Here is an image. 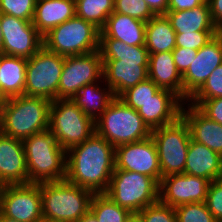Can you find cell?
<instances>
[{
  "mask_svg": "<svg viewBox=\"0 0 222 222\" xmlns=\"http://www.w3.org/2000/svg\"><path fill=\"white\" fill-rule=\"evenodd\" d=\"M115 170V147L96 132L66 151L65 180L91 191L106 193Z\"/></svg>",
  "mask_w": 222,
  "mask_h": 222,
  "instance_id": "obj_1",
  "label": "cell"
},
{
  "mask_svg": "<svg viewBox=\"0 0 222 222\" xmlns=\"http://www.w3.org/2000/svg\"><path fill=\"white\" fill-rule=\"evenodd\" d=\"M99 51L104 82L115 97L148 78L149 52L145 46H130L123 41L100 37Z\"/></svg>",
  "mask_w": 222,
  "mask_h": 222,
  "instance_id": "obj_2",
  "label": "cell"
},
{
  "mask_svg": "<svg viewBox=\"0 0 222 222\" xmlns=\"http://www.w3.org/2000/svg\"><path fill=\"white\" fill-rule=\"evenodd\" d=\"M51 101L20 95L0 101V132L23 140L49 128Z\"/></svg>",
  "mask_w": 222,
  "mask_h": 222,
  "instance_id": "obj_3",
  "label": "cell"
},
{
  "mask_svg": "<svg viewBox=\"0 0 222 222\" xmlns=\"http://www.w3.org/2000/svg\"><path fill=\"white\" fill-rule=\"evenodd\" d=\"M29 183L65 180L66 151L49 129L22 140Z\"/></svg>",
  "mask_w": 222,
  "mask_h": 222,
  "instance_id": "obj_4",
  "label": "cell"
},
{
  "mask_svg": "<svg viewBox=\"0 0 222 222\" xmlns=\"http://www.w3.org/2000/svg\"><path fill=\"white\" fill-rule=\"evenodd\" d=\"M45 220L77 222L89 209L93 193L66 180L40 183Z\"/></svg>",
  "mask_w": 222,
  "mask_h": 222,
  "instance_id": "obj_5",
  "label": "cell"
},
{
  "mask_svg": "<svg viewBox=\"0 0 222 222\" xmlns=\"http://www.w3.org/2000/svg\"><path fill=\"white\" fill-rule=\"evenodd\" d=\"M96 133L112 146L148 138L152 130L139 113L116 97L95 122Z\"/></svg>",
  "mask_w": 222,
  "mask_h": 222,
  "instance_id": "obj_6",
  "label": "cell"
},
{
  "mask_svg": "<svg viewBox=\"0 0 222 222\" xmlns=\"http://www.w3.org/2000/svg\"><path fill=\"white\" fill-rule=\"evenodd\" d=\"M48 129L65 151L83 143L96 132L95 121L71 99L51 102Z\"/></svg>",
  "mask_w": 222,
  "mask_h": 222,
  "instance_id": "obj_7",
  "label": "cell"
},
{
  "mask_svg": "<svg viewBox=\"0 0 222 222\" xmlns=\"http://www.w3.org/2000/svg\"><path fill=\"white\" fill-rule=\"evenodd\" d=\"M100 30L76 15L43 36V46L61 56H76L99 50Z\"/></svg>",
  "mask_w": 222,
  "mask_h": 222,
  "instance_id": "obj_8",
  "label": "cell"
},
{
  "mask_svg": "<svg viewBox=\"0 0 222 222\" xmlns=\"http://www.w3.org/2000/svg\"><path fill=\"white\" fill-rule=\"evenodd\" d=\"M105 194L120 207L138 213L159 201V184L141 173L114 170Z\"/></svg>",
  "mask_w": 222,
  "mask_h": 222,
  "instance_id": "obj_9",
  "label": "cell"
},
{
  "mask_svg": "<svg viewBox=\"0 0 222 222\" xmlns=\"http://www.w3.org/2000/svg\"><path fill=\"white\" fill-rule=\"evenodd\" d=\"M162 177L184 173L190 143L188 124L180 116L174 123L152 130Z\"/></svg>",
  "mask_w": 222,
  "mask_h": 222,
  "instance_id": "obj_10",
  "label": "cell"
},
{
  "mask_svg": "<svg viewBox=\"0 0 222 222\" xmlns=\"http://www.w3.org/2000/svg\"><path fill=\"white\" fill-rule=\"evenodd\" d=\"M65 57L41 47L26 64L25 95L58 99V86Z\"/></svg>",
  "mask_w": 222,
  "mask_h": 222,
  "instance_id": "obj_11",
  "label": "cell"
},
{
  "mask_svg": "<svg viewBox=\"0 0 222 222\" xmlns=\"http://www.w3.org/2000/svg\"><path fill=\"white\" fill-rule=\"evenodd\" d=\"M103 79V61L99 50L65 57L58 86V99H71L84 85Z\"/></svg>",
  "mask_w": 222,
  "mask_h": 222,
  "instance_id": "obj_12",
  "label": "cell"
},
{
  "mask_svg": "<svg viewBox=\"0 0 222 222\" xmlns=\"http://www.w3.org/2000/svg\"><path fill=\"white\" fill-rule=\"evenodd\" d=\"M0 213L19 222H39L43 219L40 183L3 185Z\"/></svg>",
  "mask_w": 222,
  "mask_h": 222,
  "instance_id": "obj_13",
  "label": "cell"
},
{
  "mask_svg": "<svg viewBox=\"0 0 222 222\" xmlns=\"http://www.w3.org/2000/svg\"><path fill=\"white\" fill-rule=\"evenodd\" d=\"M115 170L141 173L158 184L162 179L156 145L151 136L115 147Z\"/></svg>",
  "mask_w": 222,
  "mask_h": 222,
  "instance_id": "obj_14",
  "label": "cell"
},
{
  "mask_svg": "<svg viewBox=\"0 0 222 222\" xmlns=\"http://www.w3.org/2000/svg\"><path fill=\"white\" fill-rule=\"evenodd\" d=\"M0 24L3 35L2 54L28 59L43 47V36L32 21L1 14Z\"/></svg>",
  "mask_w": 222,
  "mask_h": 222,
  "instance_id": "obj_15",
  "label": "cell"
},
{
  "mask_svg": "<svg viewBox=\"0 0 222 222\" xmlns=\"http://www.w3.org/2000/svg\"><path fill=\"white\" fill-rule=\"evenodd\" d=\"M210 181L185 173L162 177L159 201L173 208L189 203L205 202Z\"/></svg>",
  "mask_w": 222,
  "mask_h": 222,
  "instance_id": "obj_16",
  "label": "cell"
},
{
  "mask_svg": "<svg viewBox=\"0 0 222 222\" xmlns=\"http://www.w3.org/2000/svg\"><path fill=\"white\" fill-rule=\"evenodd\" d=\"M222 64V32L216 34L200 48L188 70L182 75L183 102L188 100L202 87L207 78Z\"/></svg>",
  "mask_w": 222,
  "mask_h": 222,
  "instance_id": "obj_17",
  "label": "cell"
},
{
  "mask_svg": "<svg viewBox=\"0 0 222 222\" xmlns=\"http://www.w3.org/2000/svg\"><path fill=\"white\" fill-rule=\"evenodd\" d=\"M0 183L28 184L29 176L23 142L0 132Z\"/></svg>",
  "mask_w": 222,
  "mask_h": 222,
  "instance_id": "obj_18",
  "label": "cell"
},
{
  "mask_svg": "<svg viewBox=\"0 0 222 222\" xmlns=\"http://www.w3.org/2000/svg\"><path fill=\"white\" fill-rule=\"evenodd\" d=\"M183 101L172 91L160 89L137 110L147 126L153 130L174 123L181 116Z\"/></svg>",
  "mask_w": 222,
  "mask_h": 222,
  "instance_id": "obj_19",
  "label": "cell"
},
{
  "mask_svg": "<svg viewBox=\"0 0 222 222\" xmlns=\"http://www.w3.org/2000/svg\"><path fill=\"white\" fill-rule=\"evenodd\" d=\"M188 104L187 108L185 107ZM185 105V106H184ZM181 117L188 124L191 139L222 156V125L205 116L196 106L183 103Z\"/></svg>",
  "mask_w": 222,
  "mask_h": 222,
  "instance_id": "obj_20",
  "label": "cell"
},
{
  "mask_svg": "<svg viewBox=\"0 0 222 222\" xmlns=\"http://www.w3.org/2000/svg\"><path fill=\"white\" fill-rule=\"evenodd\" d=\"M184 173L210 182L222 177V156L204 144L190 139Z\"/></svg>",
  "mask_w": 222,
  "mask_h": 222,
  "instance_id": "obj_21",
  "label": "cell"
},
{
  "mask_svg": "<svg viewBox=\"0 0 222 222\" xmlns=\"http://www.w3.org/2000/svg\"><path fill=\"white\" fill-rule=\"evenodd\" d=\"M100 37H109L130 46H145L146 22L113 12L100 30Z\"/></svg>",
  "mask_w": 222,
  "mask_h": 222,
  "instance_id": "obj_22",
  "label": "cell"
},
{
  "mask_svg": "<svg viewBox=\"0 0 222 222\" xmlns=\"http://www.w3.org/2000/svg\"><path fill=\"white\" fill-rule=\"evenodd\" d=\"M148 78L183 101L182 75L176 68L172 51L149 54Z\"/></svg>",
  "mask_w": 222,
  "mask_h": 222,
  "instance_id": "obj_23",
  "label": "cell"
},
{
  "mask_svg": "<svg viewBox=\"0 0 222 222\" xmlns=\"http://www.w3.org/2000/svg\"><path fill=\"white\" fill-rule=\"evenodd\" d=\"M75 15V0H36L32 24L44 36Z\"/></svg>",
  "mask_w": 222,
  "mask_h": 222,
  "instance_id": "obj_24",
  "label": "cell"
},
{
  "mask_svg": "<svg viewBox=\"0 0 222 222\" xmlns=\"http://www.w3.org/2000/svg\"><path fill=\"white\" fill-rule=\"evenodd\" d=\"M165 16L176 34L219 32L213 24L207 1L191 10L167 11Z\"/></svg>",
  "mask_w": 222,
  "mask_h": 222,
  "instance_id": "obj_25",
  "label": "cell"
},
{
  "mask_svg": "<svg viewBox=\"0 0 222 222\" xmlns=\"http://www.w3.org/2000/svg\"><path fill=\"white\" fill-rule=\"evenodd\" d=\"M27 59L3 55L0 63V101L25 94Z\"/></svg>",
  "mask_w": 222,
  "mask_h": 222,
  "instance_id": "obj_26",
  "label": "cell"
},
{
  "mask_svg": "<svg viewBox=\"0 0 222 222\" xmlns=\"http://www.w3.org/2000/svg\"><path fill=\"white\" fill-rule=\"evenodd\" d=\"M102 80L103 81H98V83L95 82L84 85L71 98V101L95 122L106 110L109 104L116 98L112 89L104 83V79ZM100 82L104 83L103 87Z\"/></svg>",
  "mask_w": 222,
  "mask_h": 222,
  "instance_id": "obj_27",
  "label": "cell"
},
{
  "mask_svg": "<svg viewBox=\"0 0 222 222\" xmlns=\"http://www.w3.org/2000/svg\"><path fill=\"white\" fill-rule=\"evenodd\" d=\"M145 47L149 54L173 51L176 32L165 15H155L146 22Z\"/></svg>",
  "mask_w": 222,
  "mask_h": 222,
  "instance_id": "obj_28",
  "label": "cell"
},
{
  "mask_svg": "<svg viewBox=\"0 0 222 222\" xmlns=\"http://www.w3.org/2000/svg\"><path fill=\"white\" fill-rule=\"evenodd\" d=\"M75 7L77 17L101 30L114 12V0H75Z\"/></svg>",
  "mask_w": 222,
  "mask_h": 222,
  "instance_id": "obj_29",
  "label": "cell"
},
{
  "mask_svg": "<svg viewBox=\"0 0 222 222\" xmlns=\"http://www.w3.org/2000/svg\"><path fill=\"white\" fill-rule=\"evenodd\" d=\"M89 210L96 216L97 222H125L132 214L105 193L93 194Z\"/></svg>",
  "mask_w": 222,
  "mask_h": 222,
  "instance_id": "obj_30",
  "label": "cell"
},
{
  "mask_svg": "<svg viewBox=\"0 0 222 222\" xmlns=\"http://www.w3.org/2000/svg\"><path fill=\"white\" fill-rule=\"evenodd\" d=\"M160 88L149 78L124 91L118 98L136 111L150 100Z\"/></svg>",
  "mask_w": 222,
  "mask_h": 222,
  "instance_id": "obj_31",
  "label": "cell"
},
{
  "mask_svg": "<svg viewBox=\"0 0 222 222\" xmlns=\"http://www.w3.org/2000/svg\"><path fill=\"white\" fill-rule=\"evenodd\" d=\"M174 209L177 222H218L205 202L183 204Z\"/></svg>",
  "mask_w": 222,
  "mask_h": 222,
  "instance_id": "obj_32",
  "label": "cell"
},
{
  "mask_svg": "<svg viewBox=\"0 0 222 222\" xmlns=\"http://www.w3.org/2000/svg\"><path fill=\"white\" fill-rule=\"evenodd\" d=\"M114 12L125 14L144 22L155 16L145 0H114Z\"/></svg>",
  "mask_w": 222,
  "mask_h": 222,
  "instance_id": "obj_33",
  "label": "cell"
},
{
  "mask_svg": "<svg viewBox=\"0 0 222 222\" xmlns=\"http://www.w3.org/2000/svg\"><path fill=\"white\" fill-rule=\"evenodd\" d=\"M36 0H0V13L32 21Z\"/></svg>",
  "mask_w": 222,
  "mask_h": 222,
  "instance_id": "obj_34",
  "label": "cell"
},
{
  "mask_svg": "<svg viewBox=\"0 0 222 222\" xmlns=\"http://www.w3.org/2000/svg\"><path fill=\"white\" fill-rule=\"evenodd\" d=\"M222 98V64L215 68L202 87L189 100Z\"/></svg>",
  "mask_w": 222,
  "mask_h": 222,
  "instance_id": "obj_35",
  "label": "cell"
},
{
  "mask_svg": "<svg viewBox=\"0 0 222 222\" xmlns=\"http://www.w3.org/2000/svg\"><path fill=\"white\" fill-rule=\"evenodd\" d=\"M144 222H177L175 209L160 201L138 212Z\"/></svg>",
  "mask_w": 222,
  "mask_h": 222,
  "instance_id": "obj_36",
  "label": "cell"
},
{
  "mask_svg": "<svg viewBox=\"0 0 222 222\" xmlns=\"http://www.w3.org/2000/svg\"><path fill=\"white\" fill-rule=\"evenodd\" d=\"M205 204L218 222H222V177L209 185Z\"/></svg>",
  "mask_w": 222,
  "mask_h": 222,
  "instance_id": "obj_37",
  "label": "cell"
},
{
  "mask_svg": "<svg viewBox=\"0 0 222 222\" xmlns=\"http://www.w3.org/2000/svg\"><path fill=\"white\" fill-rule=\"evenodd\" d=\"M219 32H193L176 34V47L199 50Z\"/></svg>",
  "mask_w": 222,
  "mask_h": 222,
  "instance_id": "obj_38",
  "label": "cell"
},
{
  "mask_svg": "<svg viewBox=\"0 0 222 222\" xmlns=\"http://www.w3.org/2000/svg\"><path fill=\"white\" fill-rule=\"evenodd\" d=\"M196 106L205 116L222 125V98L208 100H188Z\"/></svg>",
  "mask_w": 222,
  "mask_h": 222,
  "instance_id": "obj_39",
  "label": "cell"
},
{
  "mask_svg": "<svg viewBox=\"0 0 222 222\" xmlns=\"http://www.w3.org/2000/svg\"><path fill=\"white\" fill-rule=\"evenodd\" d=\"M197 52L198 50L189 48H174V50L172 51L174 63L181 75H183L188 70V68L192 64L193 59L196 58Z\"/></svg>",
  "mask_w": 222,
  "mask_h": 222,
  "instance_id": "obj_40",
  "label": "cell"
},
{
  "mask_svg": "<svg viewBox=\"0 0 222 222\" xmlns=\"http://www.w3.org/2000/svg\"><path fill=\"white\" fill-rule=\"evenodd\" d=\"M213 24L222 32V0H207Z\"/></svg>",
  "mask_w": 222,
  "mask_h": 222,
  "instance_id": "obj_41",
  "label": "cell"
},
{
  "mask_svg": "<svg viewBox=\"0 0 222 222\" xmlns=\"http://www.w3.org/2000/svg\"><path fill=\"white\" fill-rule=\"evenodd\" d=\"M207 0H169L168 11L191 10Z\"/></svg>",
  "mask_w": 222,
  "mask_h": 222,
  "instance_id": "obj_42",
  "label": "cell"
},
{
  "mask_svg": "<svg viewBox=\"0 0 222 222\" xmlns=\"http://www.w3.org/2000/svg\"><path fill=\"white\" fill-rule=\"evenodd\" d=\"M155 15H165L168 11L169 0H145Z\"/></svg>",
  "mask_w": 222,
  "mask_h": 222,
  "instance_id": "obj_43",
  "label": "cell"
},
{
  "mask_svg": "<svg viewBox=\"0 0 222 222\" xmlns=\"http://www.w3.org/2000/svg\"><path fill=\"white\" fill-rule=\"evenodd\" d=\"M77 222H97L96 216L88 210Z\"/></svg>",
  "mask_w": 222,
  "mask_h": 222,
  "instance_id": "obj_44",
  "label": "cell"
},
{
  "mask_svg": "<svg viewBox=\"0 0 222 222\" xmlns=\"http://www.w3.org/2000/svg\"><path fill=\"white\" fill-rule=\"evenodd\" d=\"M125 222H144L138 213H132Z\"/></svg>",
  "mask_w": 222,
  "mask_h": 222,
  "instance_id": "obj_45",
  "label": "cell"
},
{
  "mask_svg": "<svg viewBox=\"0 0 222 222\" xmlns=\"http://www.w3.org/2000/svg\"><path fill=\"white\" fill-rule=\"evenodd\" d=\"M0 222H19V221L5 217L0 213Z\"/></svg>",
  "mask_w": 222,
  "mask_h": 222,
  "instance_id": "obj_46",
  "label": "cell"
},
{
  "mask_svg": "<svg viewBox=\"0 0 222 222\" xmlns=\"http://www.w3.org/2000/svg\"><path fill=\"white\" fill-rule=\"evenodd\" d=\"M0 21H1V13H0ZM2 47H3V35H2V29L0 24V53H2Z\"/></svg>",
  "mask_w": 222,
  "mask_h": 222,
  "instance_id": "obj_47",
  "label": "cell"
},
{
  "mask_svg": "<svg viewBox=\"0 0 222 222\" xmlns=\"http://www.w3.org/2000/svg\"><path fill=\"white\" fill-rule=\"evenodd\" d=\"M39 222H59V221H51V220L41 219Z\"/></svg>",
  "mask_w": 222,
  "mask_h": 222,
  "instance_id": "obj_48",
  "label": "cell"
},
{
  "mask_svg": "<svg viewBox=\"0 0 222 222\" xmlns=\"http://www.w3.org/2000/svg\"><path fill=\"white\" fill-rule=\"evenodd\" d=\"M3 55H4V54L0 53V63H1V58H2ZM0 72H1V71H0Z\"/></svg>",
  "mask_w": 222,
  "mask_h": 222,
  "instance_id": "obj_49",
  "label": "cell"
},
{
  "mask_svg": "<svg viewBox=\"0 0 222 222\" xmlns=\"http://www.w3.org/2000/svg\"><path fill=\"white\" fill-rule=\"evenodd\" d=\"M2 187H3V185L0 183V194H1Z\"/></svg>",
  "mask_w": 222,
  "mask_h": 222,
  "instance_id": "obj_50",
  "label": "cell"
}]
</instances>
